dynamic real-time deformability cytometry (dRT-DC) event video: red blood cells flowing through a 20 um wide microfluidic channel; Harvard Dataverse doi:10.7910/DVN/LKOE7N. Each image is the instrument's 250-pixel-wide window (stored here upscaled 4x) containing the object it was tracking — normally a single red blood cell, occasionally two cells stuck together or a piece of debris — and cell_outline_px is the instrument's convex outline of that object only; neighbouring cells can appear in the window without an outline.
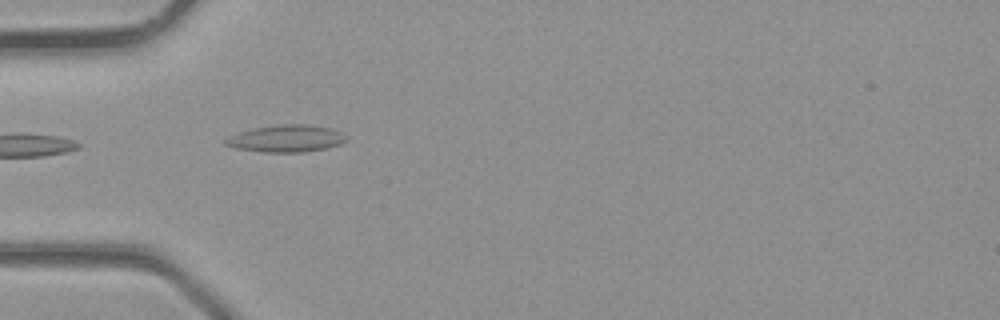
{"species": "common noctule bat (a hibernating species)", "species_latin": "Nyctalus noctula", "temperature_condition": "room temperature", "stored_images_in_passage": 4, "camera_frame_rate_fps": 3000, "um_per_image_px": 0.085, "animal": {"sex": "male", "body_mass_g": 23.1, "forearm_length_mm": 52.7}, "frame": {"image": 1, "passage_image": 3, "time_ms": 0.667, "image_size_px": [1000, 320], "cell_outline_px": [[348, 140], [340, 144], [324, 148], [304, 152], [264, 152], [240, 148], [224, 144], [224, 140], [228, 136], [252, 128], [280, 124], [304, 124], [332, 128], [348, 136]], "centroid_in_image_um": [24.36, 11.76], "position_along_channel_um": 60.6, "area_um2": 18.96}}
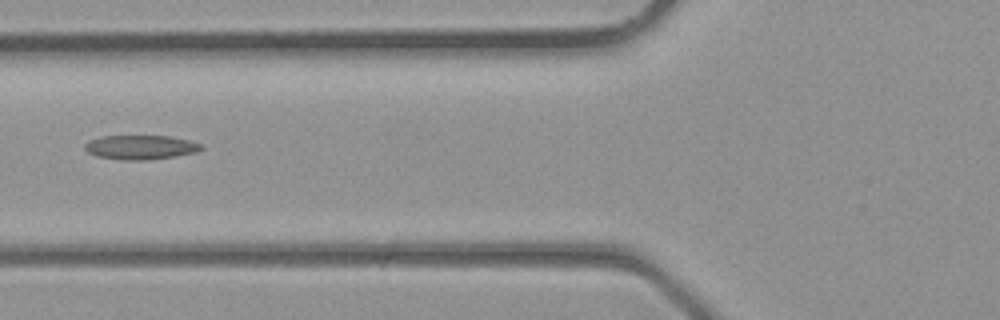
{"frame": {"image": 2, "passage_image": 4, "time_ms": 1.0, "image_size_px": [1000, 320], "cell_outline_px": [[204, 148], [196, 152], [176, 156], [144, 160], [124, 160], [96, 156], [88, 152], [84, 148], [84, 144], [88, 140], [100, 136], [168, 136], [188, 140], [204, 144]], "centroid_in_image_um": [11.94, 12.51], "position_along_channel_um": 113.9, "area_um2": 16.53}}